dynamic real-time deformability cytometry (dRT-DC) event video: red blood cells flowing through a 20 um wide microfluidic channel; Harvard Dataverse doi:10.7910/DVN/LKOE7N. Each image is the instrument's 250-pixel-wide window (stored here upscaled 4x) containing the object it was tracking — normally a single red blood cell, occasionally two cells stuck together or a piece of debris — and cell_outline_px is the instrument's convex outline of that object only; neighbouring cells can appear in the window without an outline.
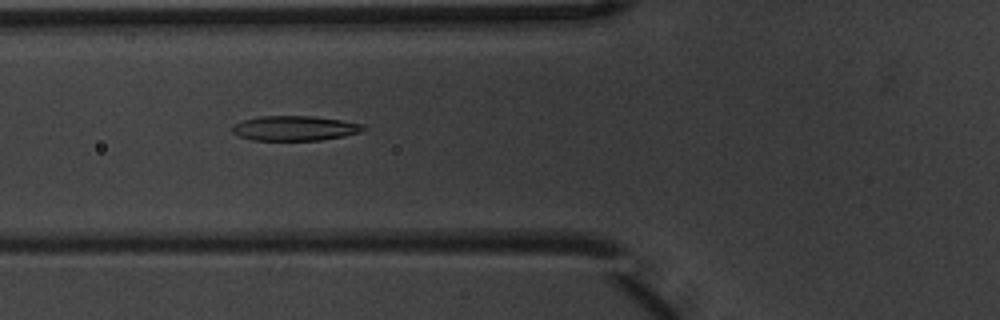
{"species": "common noctule bat (a hibernating species)", "species_latin": "Nyctalus noctula", "temperature_condition": "warm", "stored_images_in_passage": 5, "camera_frame_rate_fps": 3000, "um_per_image_px": 0.085, "animal": {"sex": "male", "body_mass_g": 20.1, "forearm_length_mm": 53.5}, "frame": {"image": 1, "passage_image": 3, "time_ms": 0.667, "image_size_px": [1000, 320], "cell_outline_px": [[368, 128], [360, 132], [344, 136], [320, 140], [252, 140], [236, 136], [232, 132], [232, 128], [236, 124], [244, 120], [260, 116], [312, 116], [340, 120], [364, 124]], "centroid_in_image_um": [25.07, 10.9], "position_along_channel_um": 100.7, "area_um2": 18.96}}
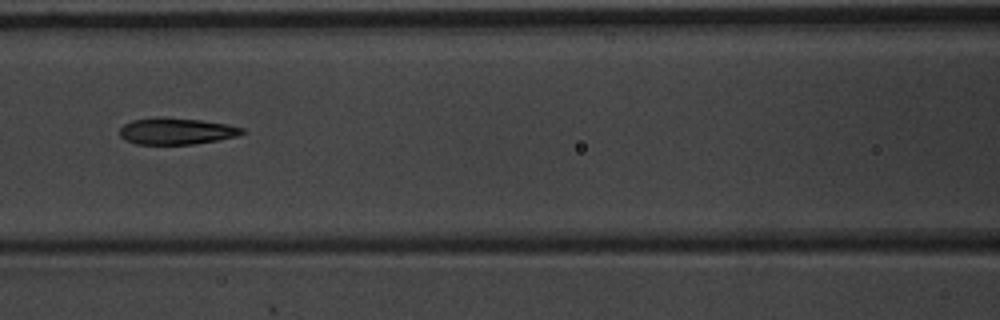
{"frame": {"image": 2, "passage_image": 4, "time_ms": 1.0, "image_size_px": [1000, 320], "cell_outline_px": [[244, 132], [236, 136], [216, 140], [192, 144], [136, 144], [124, 140], [120, 136], [120, 128], [124, 124], [132, 120], [160, 116], [164, 116], [200, 120], [228, 124], [244, 128]], "centroid_in_image_um": [14.95, 11.13], "position_along_channel_um": 151.6, "area_um2": 19.02}}
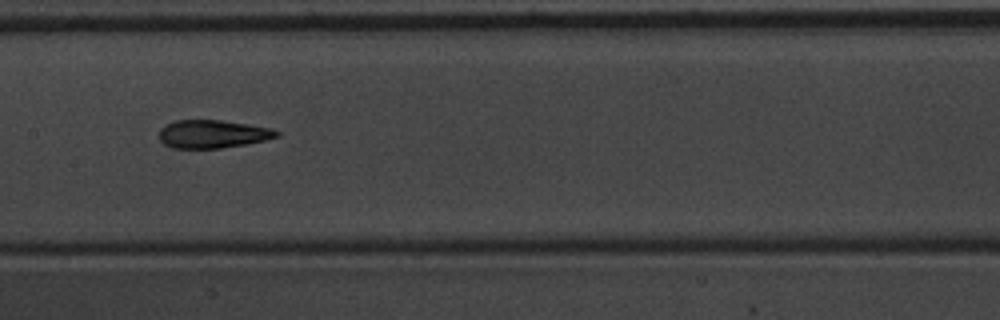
{"frame": {"image": 3, "passage_image": 5, "time_ms": 1.333, "image_size_px": [1000, 320], "cell_outline_px": [[280, 136], [264, 140], [244, 144], [220, 148], [172, 148], [164, 144], [160, 140], [160, 128], [164, 124], [176, 120], [220, 120], [272, 128], [280, 132]], "centroid_in_image_um": [18.05, 11.38], "position_along_channel_um": 189.3, "area_um2": 19.19}}